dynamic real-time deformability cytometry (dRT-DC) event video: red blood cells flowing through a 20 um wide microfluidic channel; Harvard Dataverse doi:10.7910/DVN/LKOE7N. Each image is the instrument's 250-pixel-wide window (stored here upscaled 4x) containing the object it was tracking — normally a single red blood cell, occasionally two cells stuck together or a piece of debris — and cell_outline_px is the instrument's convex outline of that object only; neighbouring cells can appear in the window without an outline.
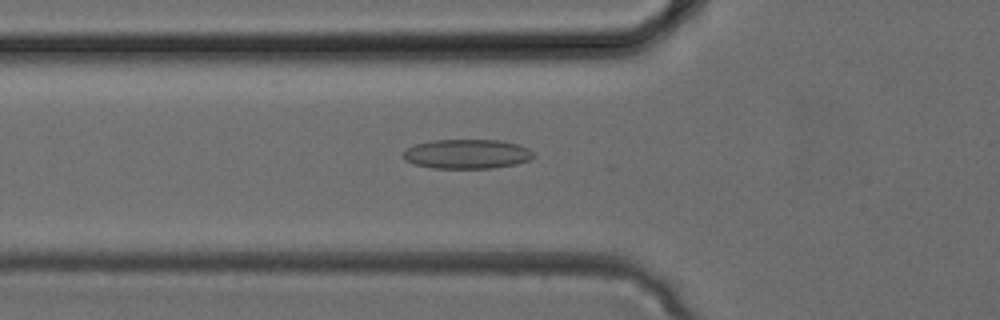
{"species": "common noctule bat (a hibernating species)", "species_latin": "Nyctalus noctula", "temperature_condition": "cold", "stored_images_in_passage": 34, "camera_frame_rate_fps": 3000, "um_per_image_px": 0.085, "animal": {"sex": "female", "body_mass_g": 24.6, "forearm_length_mm": 56.2}, "frame": {"image": 1, "passage_image": 12, "time_ms": 3.667, "image_size_px": [1000, 320], "cell_outline_px": [[536, 156], [532, 160], [516, 164], [492, 168], [432, 168], [416, 164], [404, 160], [404, 152], [408, 148], [416, 144], [432, 140], [500, 140], [520, 144], [528, 148]], "centroid_in_image_um": [39.75, 13.09], "position_along_channel_um": 86.0, "area_um2": 22.43}}
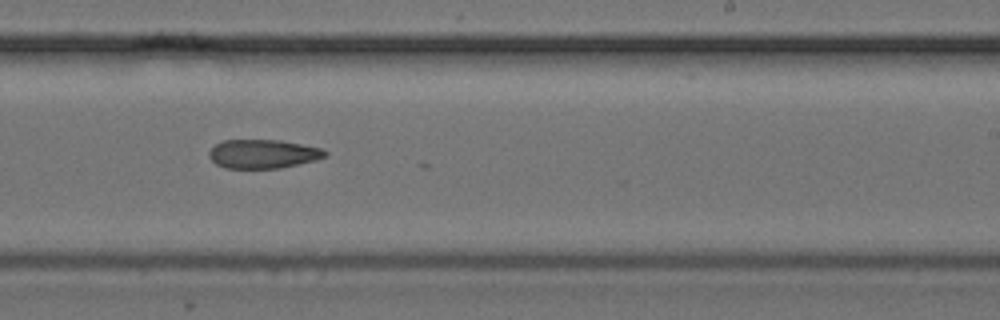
{"frame": {"image": 2, "passage_image": 21, "time_ms": 6.667, "image_size_px": [1000, 320], "cell_outline_px": [[328, 156], [316, 160], [280, 168], [224, 168], [216, 164], [208, 156], [208, 152], [220, 140], [280, 140], [320, 148], [328, 152]], "centroid_in_image_um": [22.34, 13.08], "position_along_channel_um": 266.7, "area_um2": 19.54}}
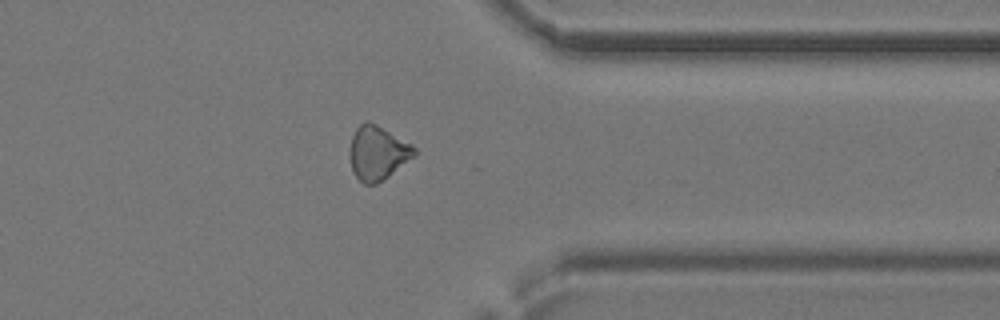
{"frame": {"image": 3, "passage_image": 27, "time_ms": 8.667, "image_size_px": [1000, 320], "cell_outline_px": [[416, 156], [388, 176], [376, 184], [364, 184], [352, 172], [348, 152], [352, 136], [356, 128], [364, 120], [368, 120], [376, 124], [412, 144], [416, 148]], "centroid_in_image_um": [32.08, 12.99], "position_along_channel_um": 379.3, "area_um2": 20.52}}